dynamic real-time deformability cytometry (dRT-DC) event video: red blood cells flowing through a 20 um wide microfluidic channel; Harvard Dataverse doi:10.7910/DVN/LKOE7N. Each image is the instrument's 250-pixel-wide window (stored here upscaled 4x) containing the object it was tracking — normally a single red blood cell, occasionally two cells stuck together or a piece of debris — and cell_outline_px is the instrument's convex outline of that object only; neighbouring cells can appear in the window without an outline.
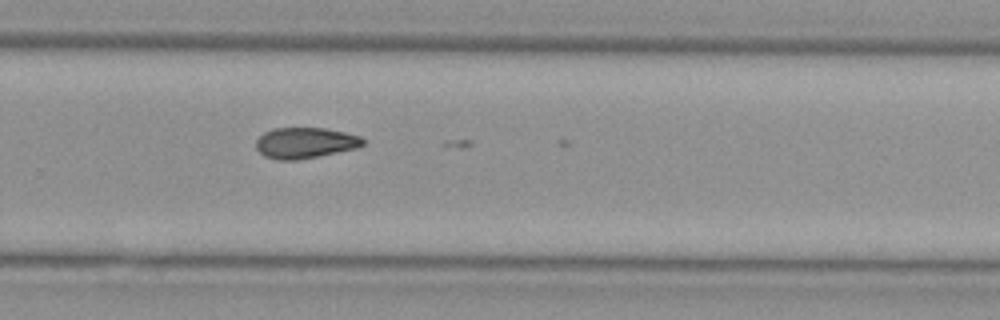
{"species": "Egyptian fruit bat (a non-hibernating species)", "species_latin": "Rousettus aegyptiacus", "temperature_condition": "cold", "stored_images_in_passage": 19, "camera_frame_rate_fps": 3000, "um_per_image_px": 0.085, "animal": {"sex": "female"}, "frame": {"image": 1, "passage_image": 17, "time_ms": 5.333, "image_size_px": [1000, 320], "cell_outline_px": [[364, 144], [356, 148], [296, 160], [280, 160], [264, 156], [256, 148], [256, 140], [264, 132], [272, 128], [324, 128], [344, 132], [360, 136], [364, 140]], "centroid_in_image_um": [25.9, 12.13], "position_along_channel_um": 303.9, "area_um2": 19.02}}